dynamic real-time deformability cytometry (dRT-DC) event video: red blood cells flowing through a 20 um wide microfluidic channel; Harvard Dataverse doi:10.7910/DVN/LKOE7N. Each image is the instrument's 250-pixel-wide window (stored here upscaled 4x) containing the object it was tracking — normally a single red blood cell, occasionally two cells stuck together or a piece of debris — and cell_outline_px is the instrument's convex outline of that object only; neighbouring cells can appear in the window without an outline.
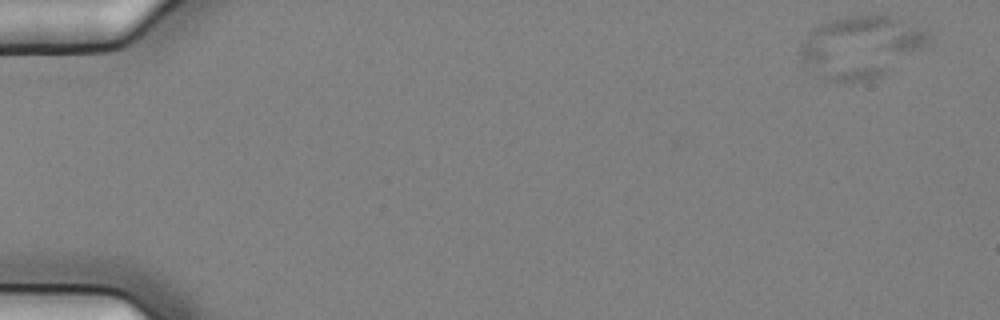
{"species": "common noctule bat (a hibernating species)", "species_latin": "Nyctalus noctula", "temperature_condition": "cold", "stored_images_in_passage": 10, "camera_frame_rate_fps": 3000, "um_per_image_px": 0.085, "animal": {"sex": "female", "body_mass_g": 25.1}, "frame": {"image": 1, "passage_image": 1, "time_ms": 0.0, "image_size_px": [1000, 320], "cell_outline_px": [[932, 40], [928, 44], [880, 76], [868, 80], [824, 80], [812, 76], [804, 64], [800, 56], [800, 44], [812, 28], [820, 24], [832, 20], [848, 16], [876, 12], [880, 12], [896, 16], [924, 28], [932, 32]], "centroid_in_image_um": [73.18, 3.92], "position_along_channel_um": 11.8, "area_um2": 47.16}}